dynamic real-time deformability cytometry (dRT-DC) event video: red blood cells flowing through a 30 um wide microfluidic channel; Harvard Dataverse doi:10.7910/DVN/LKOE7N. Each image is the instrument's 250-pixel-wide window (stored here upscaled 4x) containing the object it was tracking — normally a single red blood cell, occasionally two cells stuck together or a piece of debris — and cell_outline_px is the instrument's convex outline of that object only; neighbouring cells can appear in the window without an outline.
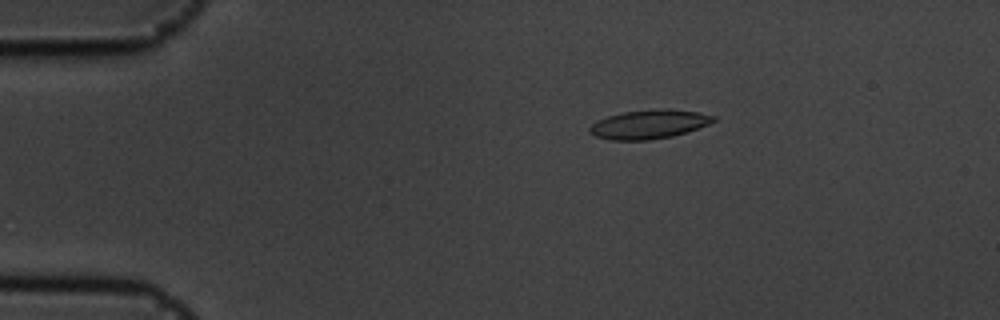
{"species": "common noctule bat (a hibernating species)", "species_latin": "Nyctalus noctula", "temperature_condition": "cold", "stored_images_in_passage": 47, "camera_frame_rate_fps": 3000, "um_per_image_px": 0.085, "animal": {"sex": "male", "body_mass_g": 19.5, "forearm_length_mm": 54.6}, "frame": {"image": 1, "passage_image": 1, "time_ms": 0.0, "image_size_px": [1000, 320], "cell_outline_px": [[716, 120], [708, 124], [672, 136], [648, 140], [612, 140], [596, 136], [588, 132], [588, 128], [596, 120], [608, 116], [624, 112], [700, 112], [716, 116]], "centroid_in_image_um": [55.08, 10.62], "position_along_channel_um": 29.9, "area_um2": 19.65}}
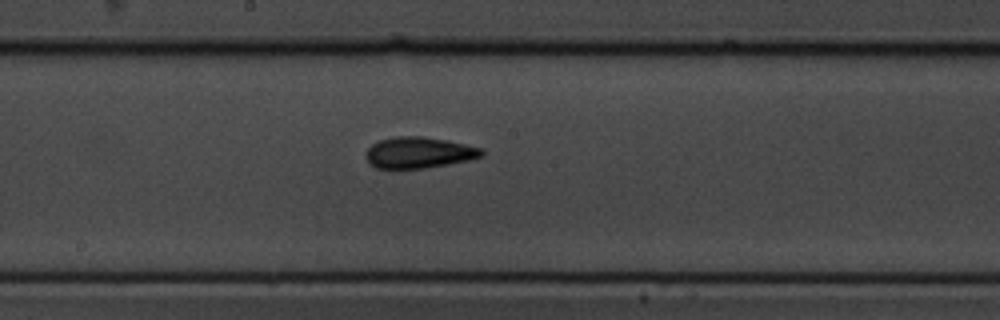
{"frame": {"image": 2, "passage_image": 21, "time_ms": 6.667, "image_size_px": [1000, 320], "cell_outline_px": [[484, 156], [468, 160], [448, 164], [424, 168], [376, 168], [368, 164], [364, 156], [364, 152], [372, 144], [380, 140], [396, 136], [424, 136], [484, 148]], "centroid_in_image_um": [35.57, 12.97], "position_along_channel_um": 212.6, "area_um2": 21.15}}
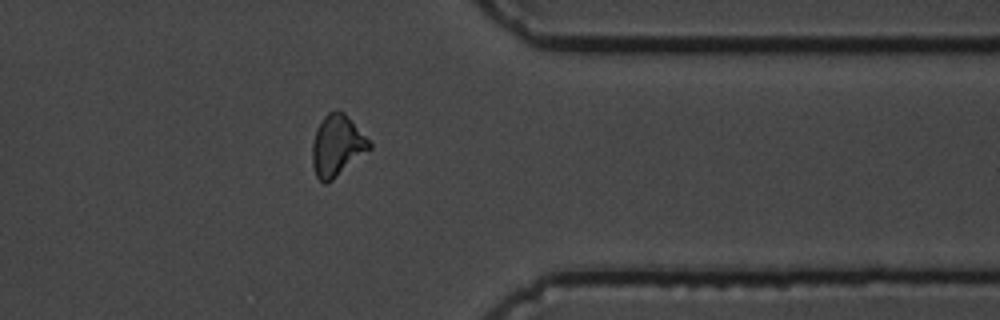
{"frame": {"image": 3, "passage_image": 36, "time_ms": 11.667, "image_size_px": [1000, 320], "cell_outline_px": [[372, 148], [332, 180], [324, 184], [316, 176], [312, 164], [312, 144], [316, 128], [324, 116], [328, 112], [344, 112], [372, 144]], "centroid_in_image_um": [28.63, 12.4], "position_along_channel_um": 382.8, "area_um2": 20.11}, "authors_computed_cell_mechanics": {"area_um2": 20.2878, "velocity_mm_per_s": 3.5849, "shape_relaxation_time_tau1_ms": 6.6296, "shape_relaxation_time_tau2_ms": 3.9013, "deformation_change_tau1": 0.1487, "deformation_change_tau2": 0.114}}